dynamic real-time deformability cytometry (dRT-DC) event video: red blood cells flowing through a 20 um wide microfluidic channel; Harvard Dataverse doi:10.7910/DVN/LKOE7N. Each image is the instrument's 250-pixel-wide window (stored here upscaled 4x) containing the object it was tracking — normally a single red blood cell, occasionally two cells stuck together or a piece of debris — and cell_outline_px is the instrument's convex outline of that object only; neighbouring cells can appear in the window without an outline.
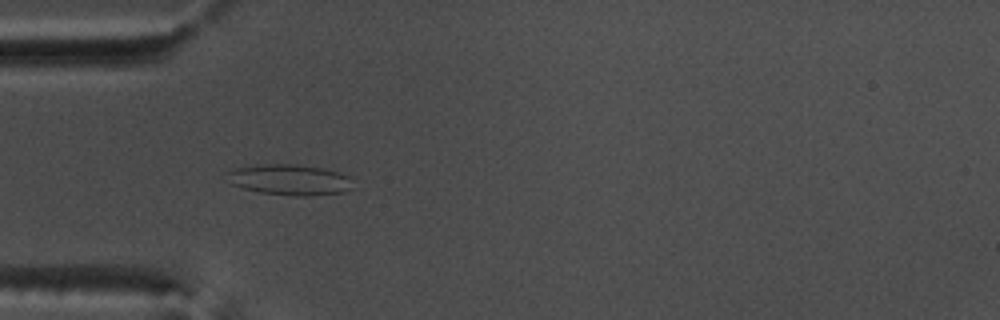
{"species": "common noctule bat (a hibernating species)", "species_latin": "Nyctalus noctula", "temperature_condition": "warm", "stored_images_in_passage": 39, "camera_frame_rate_fps": 3000, "um_per_image_px": 0.085, "animal": {"sex": "male", "body_mass_g": 17.5, "forearm_length_mm": 52.3}, "frame": {"image": 1, "passage_image": 2, "time_ms": 0.333, "image_size_px": [1000, 320], "cell_outline_px": [[352, 188], [344, 192], [312, 196], [296, 196], [260, 192], [244, 188], [232, 184], [224, 172], [236, 168], [268, 164], [296, 164], [320, 168], [340, 172], [348, 176]], "centroid_in_image_um": [24.62, 15.28], "position_along_channel_um": 60.4, "area_um2": 22.37}}
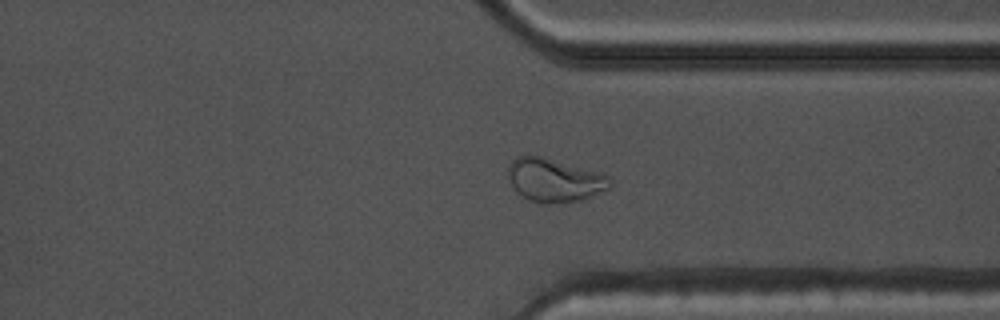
{"frame": {"image": 2, "passage_image": 26, "time_ms": 8.333, "image_size_px": [1000, 320], "cell_outline_px": [[612, 188], [592, 196], [580, 200], [544, 204], [528, 200], [516, 192], [508, 176], [508, 164], [516, 156], [540, 156], [608, 176], [612, 180]], "centroid_in_image_um": [47.1, 15.33], "position_along_channel_um": 364.3, "area_um2": 25.43}}
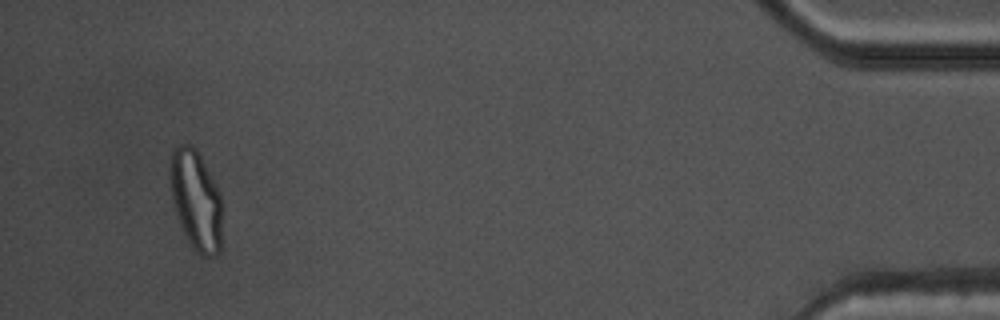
{"frame": {"image": 3, "passage_image": 36, "time_ms": 11.667, "image_size_px": [1000, 320], "cell_outline_px": [[220, 252], [216, 256], [200, 256], [192, 248], [180, 224], [172, 196], [168, 172], [172, 152], [180, 144], [192, 144], [196, 148], [220, 192]], "centroid_in_image_um": [16.64, 17.0], "position_along_channel_um": 418.6, "area_um2": 30.0}, "authors_computed_cell_mechanics": {"area_um2": 20.2878, "velocity_mm_per_s": 3.8329, "shape_relaxation_time_tau1_ms": 6.1832, "shape_relaxation_time_tau2_ms": 0.9808, "deformation_change_tau1": 0.1859, "deformation_change_tau2": 0.0764}}